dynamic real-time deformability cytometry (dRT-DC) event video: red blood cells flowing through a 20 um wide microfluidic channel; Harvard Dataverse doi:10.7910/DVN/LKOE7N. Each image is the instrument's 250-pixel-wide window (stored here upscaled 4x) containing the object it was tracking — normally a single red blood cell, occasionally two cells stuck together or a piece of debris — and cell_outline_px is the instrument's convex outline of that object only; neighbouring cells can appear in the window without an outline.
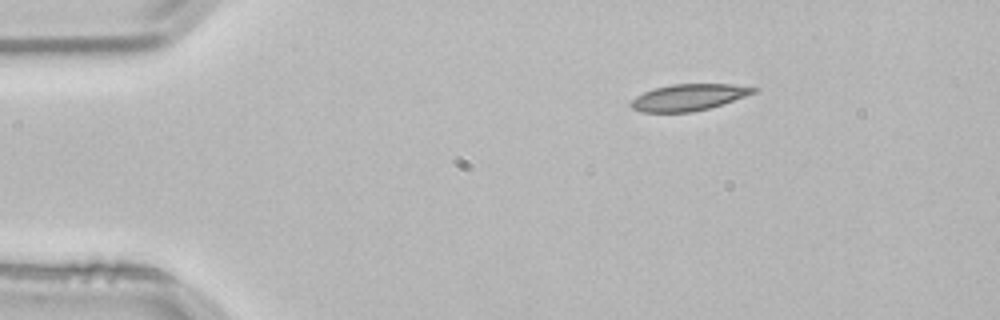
{"species": "common noctule bat (a hibernating species)", "species_latin": "Nyctalus noctula", "temperature_condition": "room temperature", "stored_images_in_passage": 45, "camera_frame_rate_fps": 3000, "um_per_image_px": 0.085, "animal": {"sex": "male", "body_mass_g": 21.5, "forearm_length_mm": 52.0}, "frame": {"image": 1, "passage_image": 1, "time_ms": 0.0, "image_size_px": [1000, 320], "cell_outline_px": [[760, 88], [756, 92], [708, 108], [692, 112], [640, 112], [632, 108], [628, 104], [636, 96], [652, 88], [672, 84], [732, 84]], "centroid_in_image_um": [58.48, 8.26], "position_along_channel_um": 26.5, "area_um2": 18.84}}
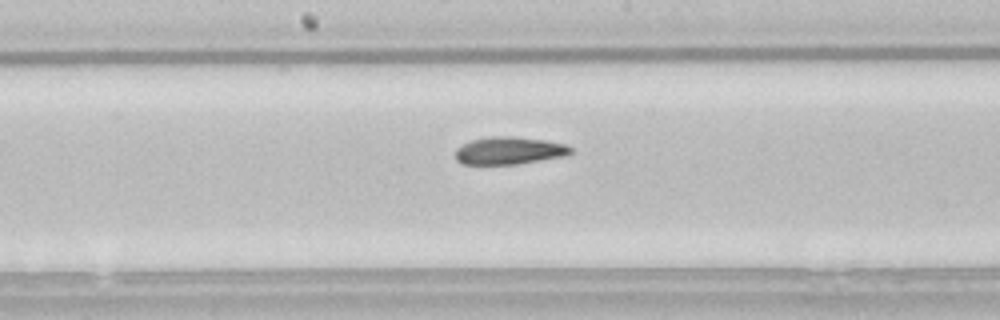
{"frame": {"image": 2, "passage_image": 20, "time_ms": 6.333, "image_size_px": [1000, 320], "cell_outline_px": [[572, 152], [564, 156], [516, 164], [464, 164], [456, 160], [456, 148], [472, 140], [492, 136], [516, 136], [544, 140], [564, 144], [572, 148]], "centroid_in_image_um": [43.27, 12.8], "position_along_channel_um": 204.9, "area_um2": 18.32}}
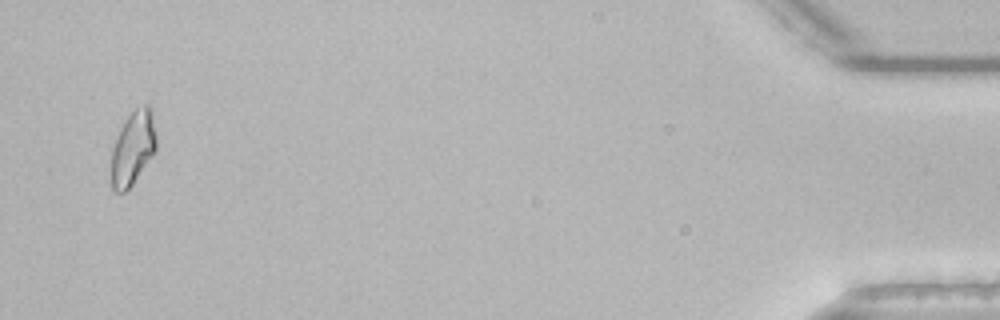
{"frame": {"image": 3, "passage_image": 44, "time_ms": 14.333, "image_size_px": [1000, 320], "cell_outline_px": [[156, 152], [132, 184], [124, 192], [116, 192], [112, 188], [112, 148], [116, 136], [124, 120], [136, 108], [144, 104], [148, 104], [152, 108], [156, 136]], "centroid_in_image_um": [11.32, 12.54], "position_along_channel_um": 423.9, "area_um2": 19.48}}